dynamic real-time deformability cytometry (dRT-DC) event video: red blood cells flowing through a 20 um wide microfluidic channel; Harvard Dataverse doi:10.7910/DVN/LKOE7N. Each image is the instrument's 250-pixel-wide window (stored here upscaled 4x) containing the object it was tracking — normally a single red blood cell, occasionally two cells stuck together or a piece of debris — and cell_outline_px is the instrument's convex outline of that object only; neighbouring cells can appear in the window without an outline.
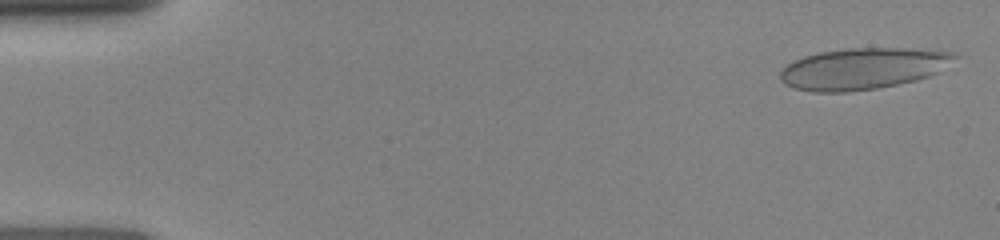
{"species": "human", "species_latin": "Homo sapiens", "temperature_condition": "room temperature", "stored_images_in_passage": 13, "camera_frame_rate_fps": 3000, "um_per_image_px": 0.085, "donor": {"sex": "female"}, "frame": {"image": 1, "passage_image": 2, "time_ms": 0.333, "image_size_px": [1000, 240], "cell_outline_px": [[956, 56], [936, 72], [928, 76], [916, 80], [876, 88], [848, 92], [812, 92], [796, 88], [784, 84], [780, 80], [780, 72], [792, 60], [804, 56], [820, 52], [848, 48], [912, 48], [956, 52]], "centroid_in_image_um": [73.28, 5.82], "position_along_channel_um": 11.7, "area_um2": 41.73}}
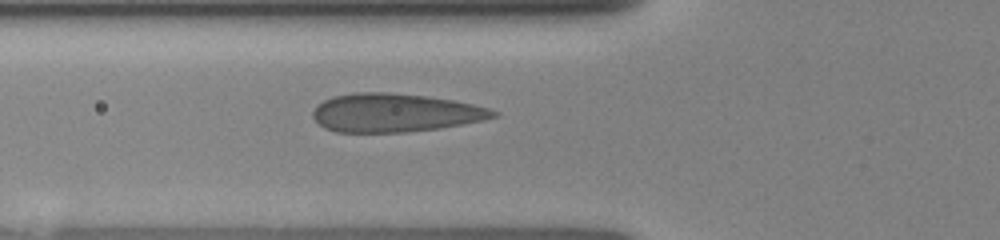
{"frame": {"image": 2, "passage_image": 10, "time_ms": 5.333, "image_size_px": [1000, 240], "cell_outline_px": [[500, 112], [496, 116], [484, 120], [440, 128], [408, 132], [336, 132], [324, 128], [312, 116], [312, 112], [316, 104], [332, 96], [356, 92], [388, 92], [428, 96], [452, 100], [472, 104], [488, 108]], "centroid_in_image_um": [33.54, 9.58], "position_along_channel_um": 92.3, "area_um2": 40.58}}
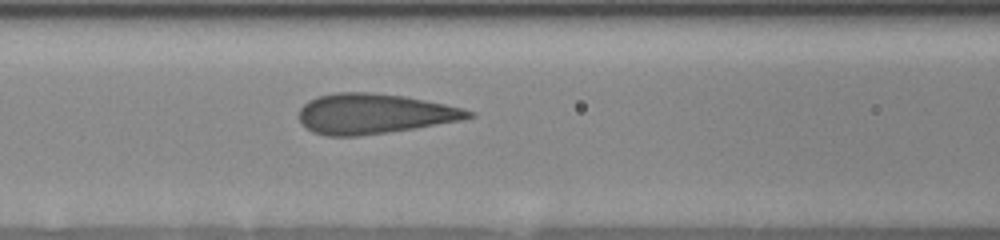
{"frame": {"image": 3, "passage_image": 13, "time_ms": 6.333, "image_size_px": [1000, 240], "cell_outline_px": [[476, 116], [464, 120], [388, 132], [356, 136], [328, 136], [312, 132], [300, 120], [300, 108], [308, 100], [316, 96], [336, 92], [368, 92], [404, 96], [464, 108], [476, 112]], "centroid_in_image_um": [31.83, 9.66], "position_along_channel_um": 134.8, "area_um2": 39.59}}